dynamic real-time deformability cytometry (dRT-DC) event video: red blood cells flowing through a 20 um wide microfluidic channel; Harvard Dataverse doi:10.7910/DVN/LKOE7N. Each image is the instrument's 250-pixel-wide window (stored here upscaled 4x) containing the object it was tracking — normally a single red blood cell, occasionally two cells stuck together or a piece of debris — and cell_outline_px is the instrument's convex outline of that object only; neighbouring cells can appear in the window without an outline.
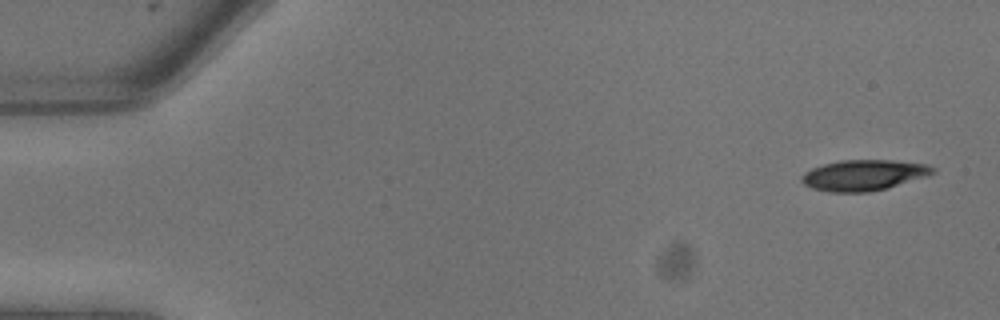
{"species": "common noctule bat (a hibernating species)", "species_latin": "Nyctalus noctula", "temperature_condition": "warm", "stored_images_in_passage": 11, "camera_frame_rate_fps": 3000, "um_per_image_px": 0.085, "animal": {"sex": "male", "body_mass_g": 13.3}, "frame": {"image": 1, "passage_image": 1, "time_ms": 0.0, "image_size_px": [1000, 320], "cell_outline_px": [[936, 172], [888, 188], [868, 192], [828, 192], [812, 188], [804, 184], [800, 180], [804, 172], [812, 168], [824, 164], [840, 160], [888, 160], [928, 164], [936, 168]], "centroid_in_image_um": [73.4, 14.89], "position_along_channel_um": 11.6, "area_um2": 23.41}}
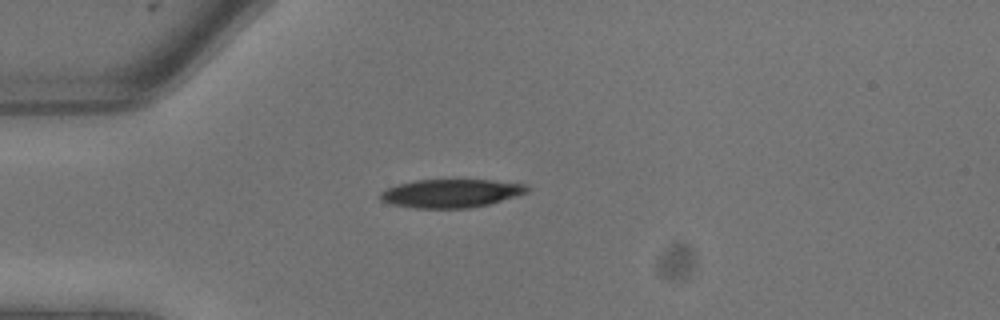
{"frame": {"image": 2, "passage_image": 6, "time_ms": 1.667, "image_size_px": [1000, 320], "cell_outline_px": [[532, 188], [528, 192], [516, 196], [488, 204], [468, 208], [416, 208], [392, 204], [380, 200], [380, 192], [396, 184], [416, 180], [452, 176], [492, 180], [528, 184]], "centroid_in_image_um": [38.37, 16.37], "position_along_channel_um": 46.6, "area_um2": 25.43}}
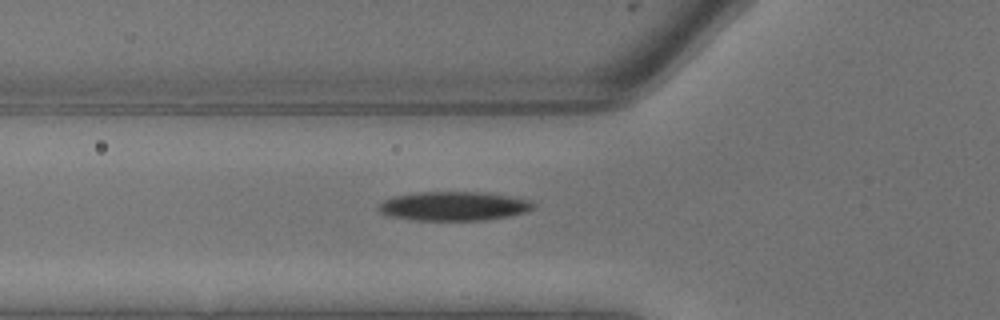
{"frame": {"image": 3, "passage_image": 8, "time_ms": 2.333, "image_size_px": [1000, 320], "cell_outline_px": [[536, 204], [532, 208], [524, 212], [508, 216], [484, 220], [416, 220], [392, 216], [380, 212], [376, 208], [376, 204], [392, 196], [416, 192], [480, 192], [508, 196], [532, 200]], "centroid_in_image_um": [38.52, 17.51], "position_along_channel_um": 87.3, "area_um2": 26.18}}